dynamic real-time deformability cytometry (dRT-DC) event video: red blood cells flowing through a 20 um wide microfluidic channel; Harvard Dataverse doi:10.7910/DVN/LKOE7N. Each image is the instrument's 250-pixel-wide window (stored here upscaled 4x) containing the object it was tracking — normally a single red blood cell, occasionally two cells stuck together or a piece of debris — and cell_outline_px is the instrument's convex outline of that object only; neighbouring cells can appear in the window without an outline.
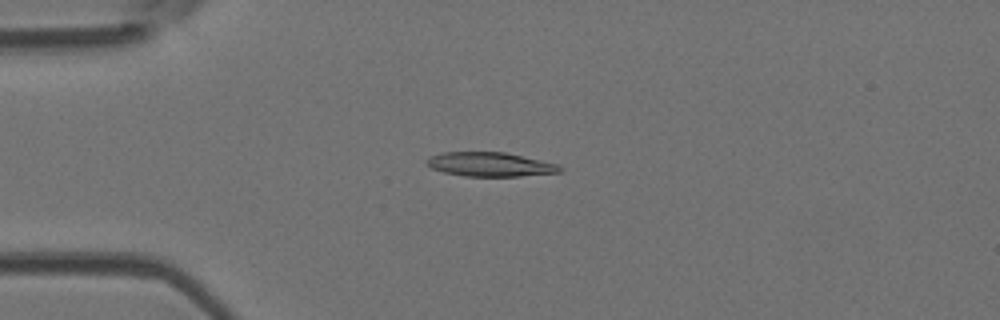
{"species": "Egyptian fruit bat (a non-hibernating species)", "species_latin": "Rousettus aegyptiacus", "temperature_condition": "room temperature", "stored_images_in_passage": 51, "camera_frame_rate_fps": 3000, "um_per_image_px": 0.085, "animal": {"sex": "female"}, "frame": {"image": 1, "passage_image": 13, "time_ms": 4.0, "image_size_px": [1000, 320], "cell_outline_px": [[564, 168], [560, 172], [520, 176], [464, 176], [444, 172], [432, 168], [424, 164], [424, 160], [428, 156], [444, 152], [504, 152], [540, 160], [556, 164]], "centroid_in_image_um": [41.59, 13.97], "position_along_channel_um": 43.4, "area_um2": 18.73}}
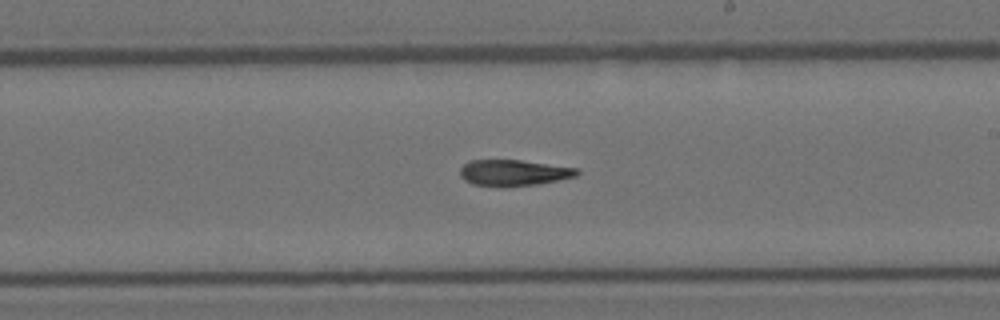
{"frame": {"image": 2, "passage_image": 30, "time_ms": 9.667, "image_size_px": [1000, 320], "cell_outline_px": [[580, 172], [576, 176], [536, 184], [504, 188], [496, 188], [472, 184], [464, 180], [460, 176], [460, 168], [464, 164], [472, 160], [520, 160], [580, 168]], "centroid_in_image_um": [43.63, 14.7], "position_along_channel_um": 245.4, "area_um2": 18.09}}
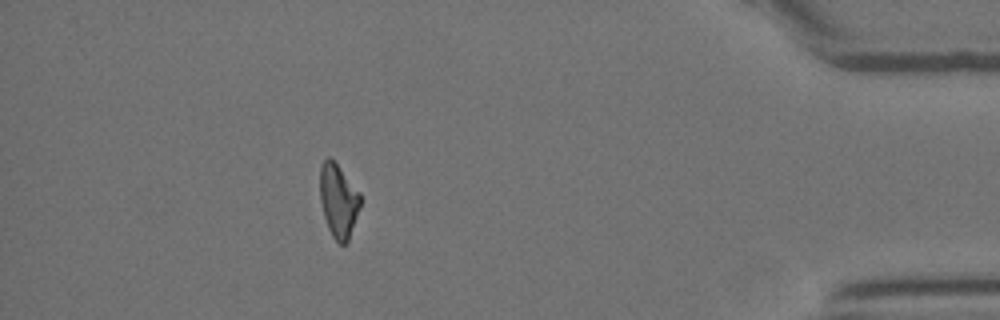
{"frame": {"image": 3, "passage_image": 46, "time_ms": 15.0, "image_size_px": [1000, 320], "cell_outline_px": [[360, 208], [348, 244], [340, 244], [332, 236], [328, 228], [324, 216], [320, 200], [320, 168], [324, 160], [328, 156], [336, 164], [360, 192]], "centroid_in_image_um": [28.77, 17.1], "position_along_channel_um": 406.4, "area_um2": 17.28}, "authors_computed_cell_mechanics": {"area_um2": 18.4382, "velocity_mm_per_s": 3.9439, "shape_relaxation_time_tau1_ms": null, "shape_relaxation_time_tau2_ms": 10.5049, "deformation_change_tau1": null, "deformation_change_tau2": 0.2411}}